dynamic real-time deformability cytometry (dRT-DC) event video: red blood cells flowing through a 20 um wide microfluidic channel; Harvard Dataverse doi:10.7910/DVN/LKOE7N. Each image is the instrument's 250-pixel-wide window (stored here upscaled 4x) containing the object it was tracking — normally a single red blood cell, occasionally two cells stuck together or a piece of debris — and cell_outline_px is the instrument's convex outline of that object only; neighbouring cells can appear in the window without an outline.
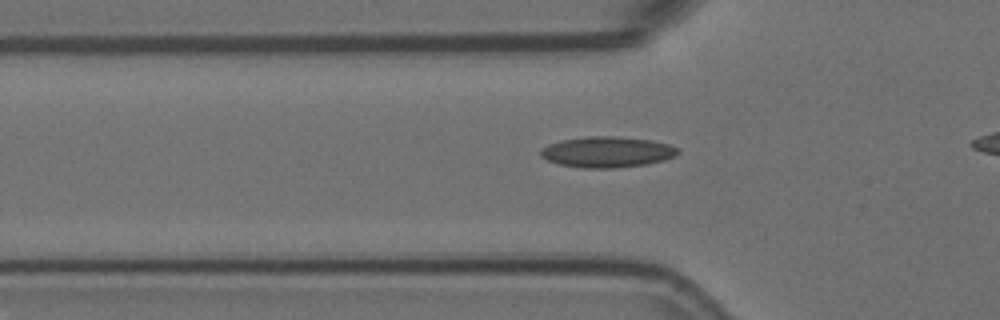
{"species": "Egyptian fruit bat (a non-hibernating species)", "species_latin": "Rousettus aegyptiacus", "temperature_condition": "room temperature", "stored_images_in_passage": 31, "camera_frame_rate_fps": 3000, "um_per_image_px": 0.085, "animal": {"sex": "female"}, "frame": {"image": 1, "passage_image": 3, "time_ms": 0.667, "image_size_px": [1000, 320], "cell_outline_px": [[680, 152], [676, 156], [664, 160], [648, 164], [612, 168], [580, 168], [556, 164], [540, 156], [540, 148], [548, 144], [560, 140], [584, 136], [612, 136], [652, 140], [668, 144], [680, 148]], "centroid_in_image_um": [51.59, 12.92], "position_along_channel_um": 74.2, "area_um2": 25.03}}
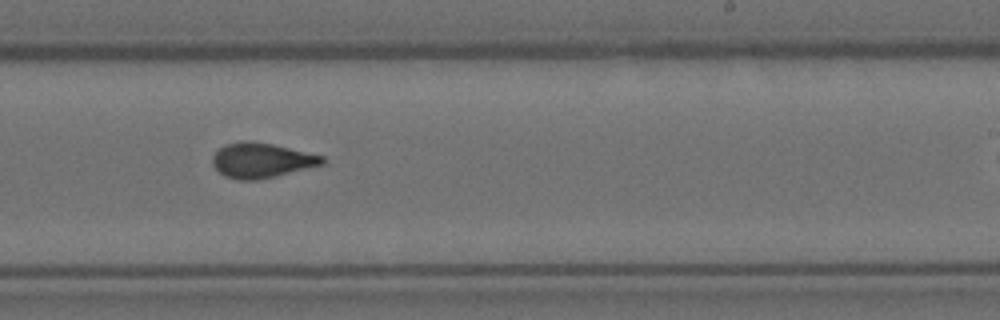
{"frame": {"image": 2, "passage_image": 19, "time_ms": 6.0, "image_size_px": [1000, 320], "cell_outline_px": [[324, 164], [276, 176], [256, 180], [236, 180], [224, 176], [212, 164], [212, 156], [220, 148], [228, 144], [244, 140], [248, 140], [272, 144], [324, 156]], "centroid_in_image_um": [22.21, 13.64], "position_along_channel_um": 266.8, "area_um2": 22.2}}
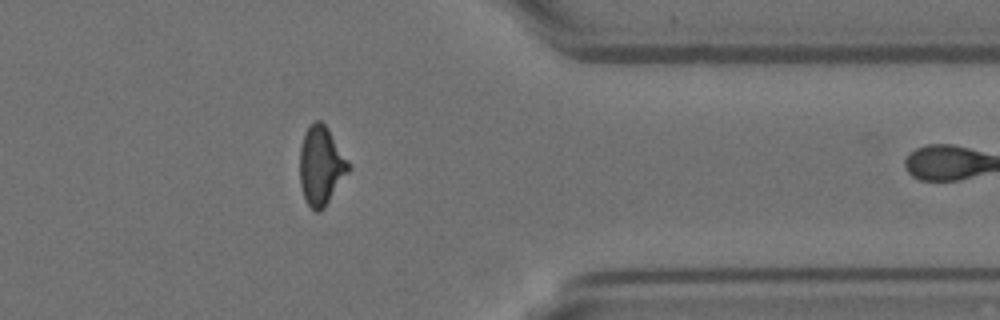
{"frame": {"image": 3, "passage_image": 30, "time_ms": 9.667, "image_size_px": [1000, 320], "cell_outline_px": [[352, 168], [324, 208], [320, 212], [316, 212], [308, 204], [304, 196], [300, 184], [300, 148], [304, 132], [316, 120], [320, 120], [328, 128]], "centroid_in_image_um": [27.29, 14.1], "position_along_channel_um": 384.1, "area_um2": 22.25}}